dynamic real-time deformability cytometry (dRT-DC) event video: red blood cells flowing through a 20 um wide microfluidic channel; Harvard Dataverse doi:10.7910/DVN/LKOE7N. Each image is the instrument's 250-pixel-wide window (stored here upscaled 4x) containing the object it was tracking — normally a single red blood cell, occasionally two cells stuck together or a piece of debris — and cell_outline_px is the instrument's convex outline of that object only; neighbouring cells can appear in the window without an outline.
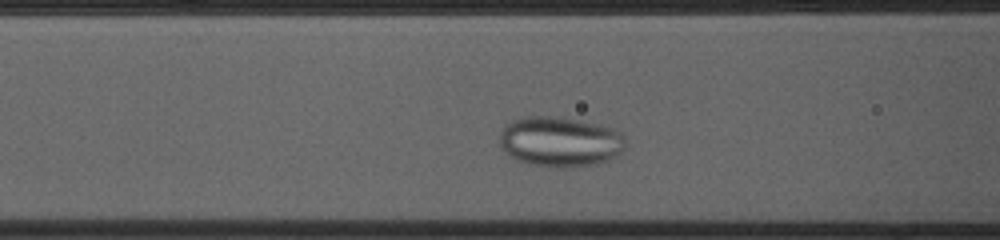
{"species": "common noctule bat (a hibernating species)", "species_latin": "Nyctalus noctula", "temperature_condition": "cold", "stored_images_in_passage": 30, "camera_frame_rate_fps": 3000, "um_per_image_px": 0.085, "animal": {"sex": "female", "body_mass_g": 23.0, "forearm_length_mm": 53.4}, "frame": {"image": 1, "passage_image": 7, "time_ms": 2.0, "image_size_px": [1000, 240], "cell_outline_px": [[628, 144], [612, 160], [600, 164], [572, 168], [556, 168], [528, 164], [516, 160], [500, 144], [500, 136], [504, 124], [512, 120], [524, 116], [560, 116], [580, 120], [612, 128], [620, 132], [624, 136]], "centroid_in_image_um": [47.65, 12.05], "position_along_channel_um": 119.0, "area_um2": 37.45}}
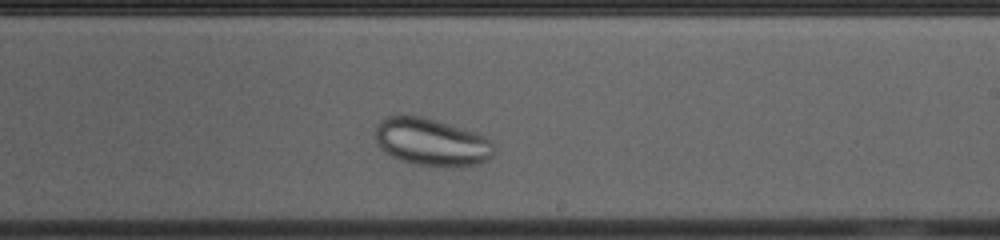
{"frame": {"image": 2, "passage_image": 18, "time_ms": 5.667, "image_size_px": [1000, 240], "cell_outline_px": [[496, 148], [492, 156], [488, 160], [476, 164], [460, 168], [412, 164], [400, 160], [392, 156], [380, 148], [376, 140], [376, 124], [380, 120], [388, 116], [420, 116], [436, 120], [464, 128], [476, 132], [484, 136]], "centroid_in_image_um": [36.7, 12.09], "position_along_channel_um": 252.3, "area_um2": 33.06}}
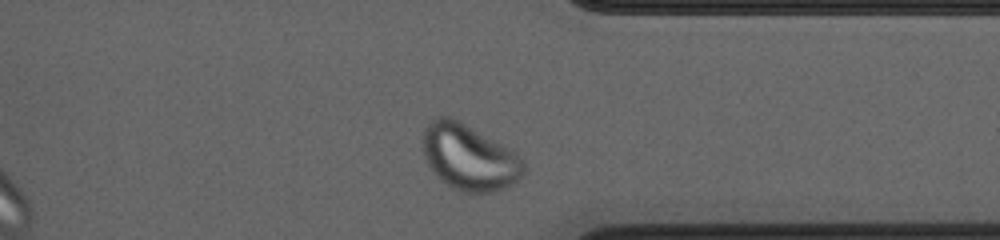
{"frame": {"image": 3, "passage_image": 28, "time_ms": 9.0, "image_size_px": [1000, 240], "cell_outline_px": [[524, 172], [520, 180], [504, 188], [492, 192], [460, 192], [444, 184], [436, 176], [428, 164], [424, 156], [424, 128], [436, 116], [448, 116], [464, 124], [500, 144], [520, 156], [524, 160]], "centroid_in_image_um": [39.87, 13.41], "position_along_channel_um": 371.5, "area_um2": 38.21}}